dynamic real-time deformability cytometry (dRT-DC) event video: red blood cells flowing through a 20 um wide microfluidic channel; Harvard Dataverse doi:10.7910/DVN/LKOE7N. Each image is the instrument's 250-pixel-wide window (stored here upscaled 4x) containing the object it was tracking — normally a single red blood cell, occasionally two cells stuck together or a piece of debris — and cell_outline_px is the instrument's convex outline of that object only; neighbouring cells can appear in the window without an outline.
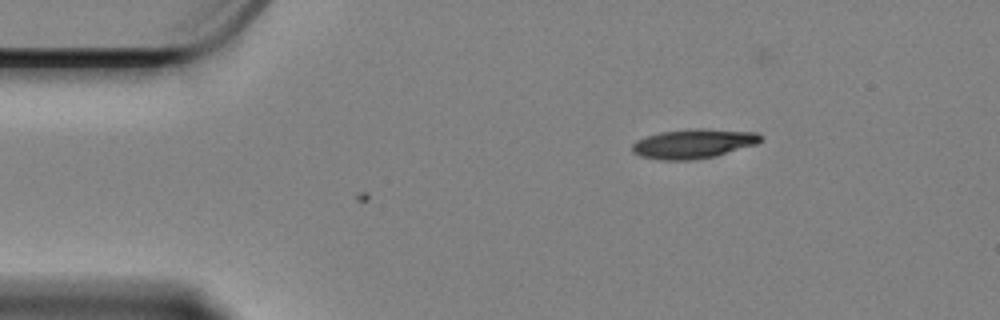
{"species": "Egyptian fruit bat (a non-hibernating species)", "species_latin": "Rousettus aegyptiacus", "temperature_condition": "cold", "stored_images_in_passage": 16, "camera_frame_rate_fps": 3000, "um_per_image_px": 0.085, "animal": {"sex": "female"}, "frame": {"image": 1, "passage_image": 16, "time_ms": 5.0, "image_size_px": [1000, 320], "cell_outline_px": [[764, 140], [756, 144], [716, 156], [688, 160], [664, 160], [640, 156], [632, 152], [632, 144], [636, 140], [660, 132], [692, 128], [700, 128], [756, 132], [764, 136]], "centroid_in_image_um": [58.97, 12.2], "position_along_channel_um": 26.0, "area_um2": 22.08}}